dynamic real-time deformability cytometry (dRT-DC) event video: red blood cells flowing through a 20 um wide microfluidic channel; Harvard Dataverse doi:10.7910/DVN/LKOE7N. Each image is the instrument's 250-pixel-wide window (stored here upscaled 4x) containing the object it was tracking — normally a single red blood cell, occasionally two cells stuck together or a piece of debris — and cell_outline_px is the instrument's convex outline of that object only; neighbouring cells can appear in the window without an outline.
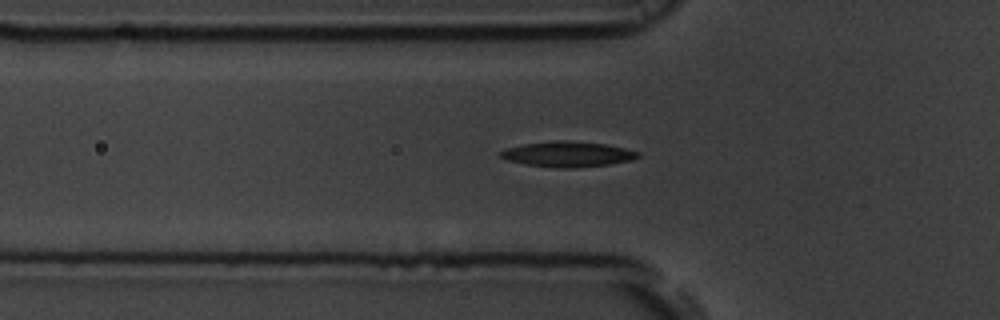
{"species": "common noctule bat (a hibernating species)", "species_latin": "Nyctalus noctula", "temperature_condition": "room temperature", "stored_images_in_passage": 34, "camera_frame_rate_fps": 3000, "um_per_image_px": 0.085, "animal": {"sex": "male", "body_mass_g": 19.5, "forearm_length_mm": 54.6}, "frame": {"image": 1, "passage_image": 2, "time_ms": 0.333, "image_size_px": [1000, 320], "cell_outline_px": [[640, 156], [632, 160], [608, 164], [572, 168], [556, 168], [524, 164], [508, 160], [500, 156], [500, 152], [508, 148], [524, 144], [556, 140], [564, 140], [604, 144], [624, 148], [640, 152]], "centroid_in_image_um": [48.27, 13.11], "position_along_channel_um": 77.5, "area_um2": 20.11}}
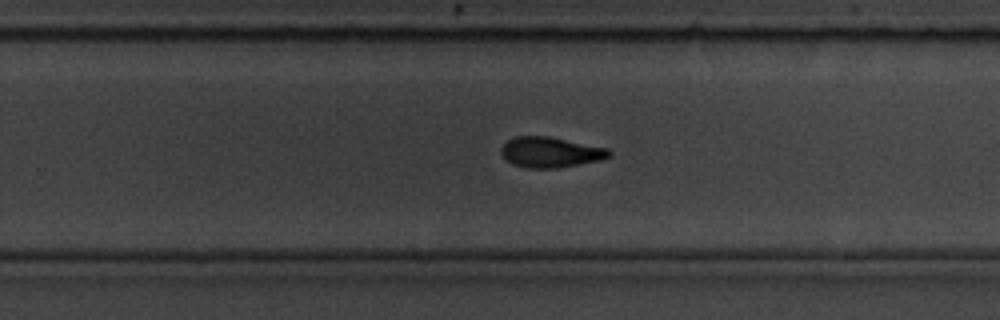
{"frame": {"image": 2, "passage_image": 18, "time_ms": 5.667, "image_size_px": [1000, 320], "cell_outline_px": [[612, 156], [600, 160], [556, 168], [528, 168], [512, 164], [500, 152], [500, 148], [508, 140], [516, 136], [548, 136], [608, 148], [612, 152]], "centroid_in_image_um": [46.8, 12.93], "position_along_channel_um": 283.0, "area_um2": 19.07}}
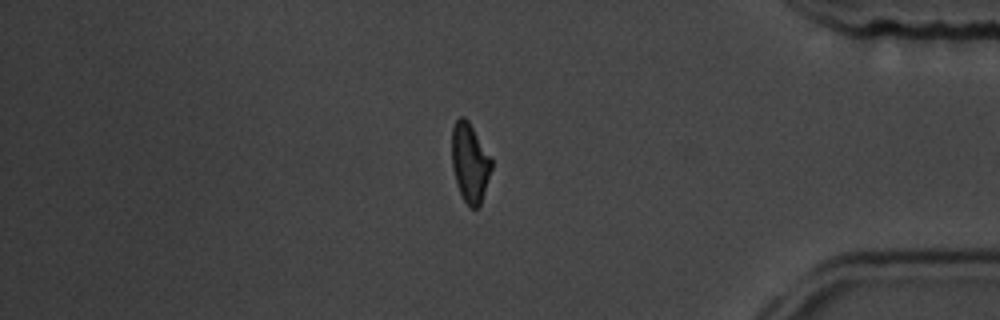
{"frame": {"image": 3, "passage_image": 29, "time_ms": 9.333, "image_size_px": [1000, 320], "cell_outline_px": [[492, 168], [480, 204], [476, 208], [468, 208], [456, 184], [452, 168], [452, 128], [456, 120], [460, 116], [464, 116], [468, 120], [492, 160]], "centroid_in_image_um": [39.92, 13.83], "position_along_channel_um": 395.3, "area_um2": 18.15}, "authors_computed_cell_mechanics": {"area_um2": 19.5653, "velocity_mm_per_s": 3.8521, "shape_relaxation_time_tau1_ms": 4.3934, "shape_relaxation_time_tau2_ms": 3.4909, "deformation_change_tau1": 0.1596, "deformation_change_tau2": 0.1117}}